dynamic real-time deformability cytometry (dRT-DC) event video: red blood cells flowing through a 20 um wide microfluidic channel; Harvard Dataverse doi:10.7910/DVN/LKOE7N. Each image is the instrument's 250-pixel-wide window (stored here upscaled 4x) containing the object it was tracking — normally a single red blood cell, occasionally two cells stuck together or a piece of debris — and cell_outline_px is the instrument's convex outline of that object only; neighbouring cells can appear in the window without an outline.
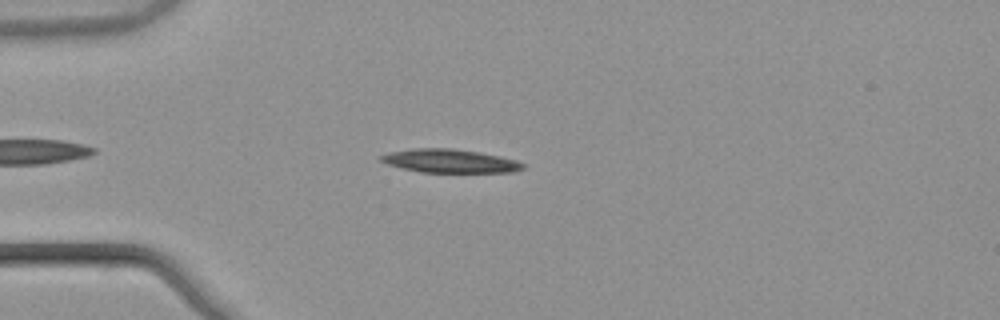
{"species": "common noctule bat (a hibernating species)", "species_latin": "Nyctalus noctula", "temperature_condition": "warm", "stored_images_in_passage": 46, "camera_frame_rate_fps": 3000, "um_per_image_px": 0.085, "animal": {"sex": "male", "body_mass_g": 21.5, "forearm_length_mm": 52.0}, "frame": {"image": 1, "passage_image": 6, "time_ms": 1.667, "image_size_px": [1000, 320], "cell_outline_px": [[524, 168], [512, 172], [420, 172], [388, 164], [380, 160], [380, 156], [392, 152], [412, 148], [448, 148], [476, 152], [500, 156], [516, 160], [524, 164]], "centroid_in_image_um": [38.25, 13.68], "position_along_channel_um": 46.8, "area_um2": 19.07}}
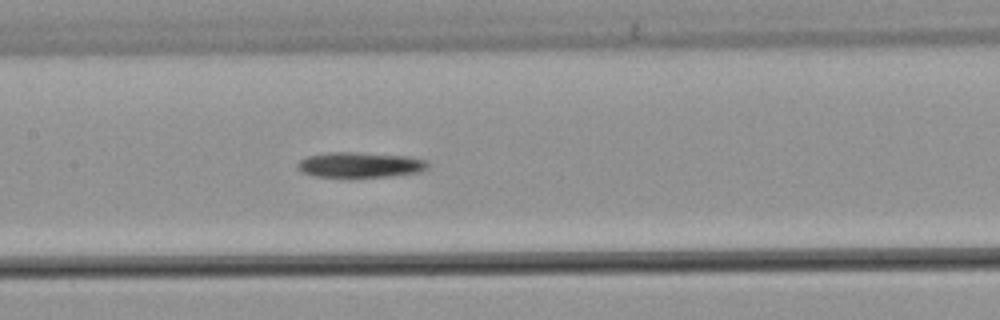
{"frame": {"image": 2, "passage_image": 18, "time_ms": 5.667, "image_size_px": [1000, 320], "cell_outline_px": [[428, 164], [420, 172], [388, 176], [316, 176], [304, 172], [296, 168], [296, 164], [300, 160], [308, 156], [328, 152], [356, 152], [404, 156], [424, 160]], "centroid_in_image_um": [30.54, 13.99], "position_along_channel_um": 176.9, "area_um2": 18.67}}
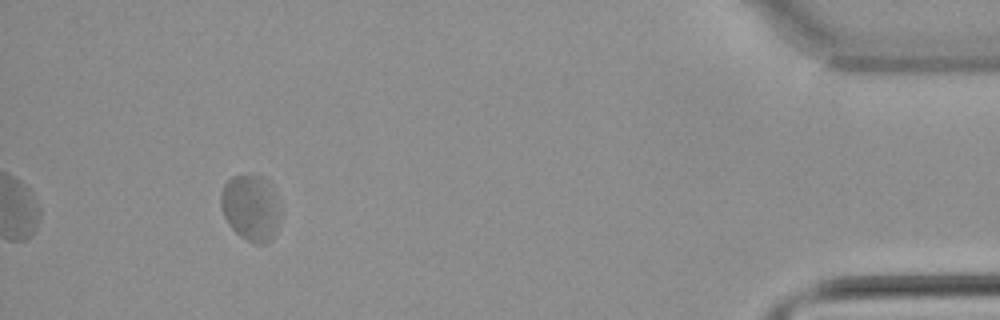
{"frame": {"image": 3, "passage_image": 42, "time_ms": 13.667, "image_size_px": [1000, 320], "cell_outline_px": [[280, 216], [276, 232], [264, 244], [256, 244], [240, 236], [228, 224], [224, 216], [220, 204], [220, 196], [224, 184], [232, 176], [240, 172], [260, 176], [268, 184], [280, 208]], "centroid_in_image_um": [21.27, 17.64], "position_along_channel_um": 413.9, "area_um2": 22.83}, "authors_computed_cell_mechanics": {"area_um2": 19.5942, "velocity_mm_per_s": 3.7594, "shape_relaxation_time_tau1_ms": null, "shape_relaxation_time_tau2_ms": 4.9417, "deformation_change_tau1": null, "deformation_change_tau2": 0.0757}}